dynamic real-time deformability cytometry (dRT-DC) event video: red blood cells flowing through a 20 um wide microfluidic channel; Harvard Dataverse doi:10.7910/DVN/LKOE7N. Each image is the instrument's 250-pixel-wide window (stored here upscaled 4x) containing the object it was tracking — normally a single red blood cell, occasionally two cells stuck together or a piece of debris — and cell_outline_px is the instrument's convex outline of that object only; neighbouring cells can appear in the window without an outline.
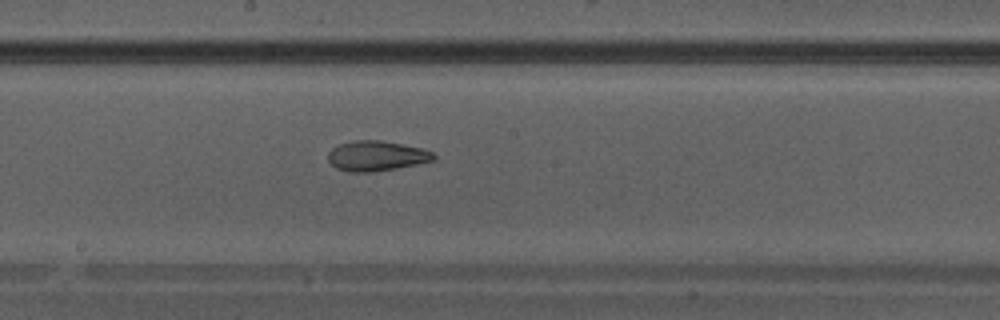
{"species": "Egyptian fruit bat (a non-hibernating species)", "species_latin": "Rousettus aegyptiacus", "temperature_condition": "warm", "stored_images_in_passage": 32, "camera_frame_rate_fps": 3000, "um_per_image_px": 0.085, "animal": {"sex": "male"}, "frame": {"image": 1, "passage_image": 14, "time_ms": 4.333, "image_size_px": [1000, 320], "cell_outline_px": [[436, 160], [396, 168], [372, 172], [348, 172], [336, 168], [328, 160], [328, 152], [332, 148], [340, 144], [352, 140], [380, 140], [424, 148], [432, 152], [436, 156]], "centroid_in_image_um": [32.0, 13.25], "position_along_channel_um": 216.2, "area_um2": 18.61}}